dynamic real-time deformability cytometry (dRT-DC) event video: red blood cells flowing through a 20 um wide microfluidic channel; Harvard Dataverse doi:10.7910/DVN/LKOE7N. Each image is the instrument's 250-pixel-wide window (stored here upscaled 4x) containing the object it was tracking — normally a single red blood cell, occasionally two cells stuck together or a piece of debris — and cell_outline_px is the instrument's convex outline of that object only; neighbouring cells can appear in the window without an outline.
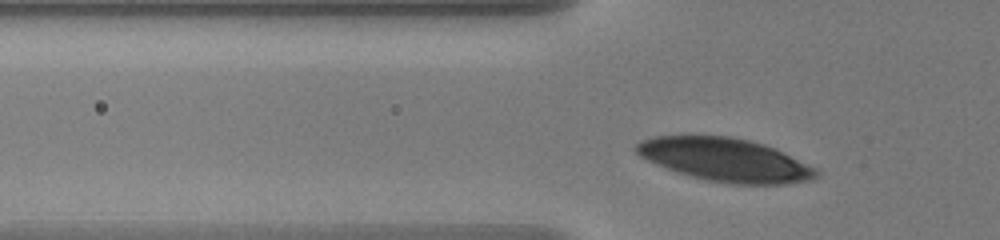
{"species": "human", "species_latin": "Homo sapiens", "temperature_condition": "warm", "stored_images_in_passage": 39, "camera_frame_rate_fps": 3000, "um_per_image_px": 0.085, "donor": {"sex": "male"}, "frame": {"image": 1, "passage_image": 7, "time_ms": 2.0, "image_size_px": [1000, 240], "cell_outline_px": [[820, 176], [812, 180], [788, 184], [728, 184], [704, 180], [688, 176], [676, 172], [656, 164], [640, 156], [636, 152], [636, 144], [640, 140], [652, 136], [728, 136], [748, 140], [764, 144], [816, 168], [820, 172]], "centroid_in_image_um": [61.64, 13.6], "position_along_channel_um": 64.2, "area_um2": 45.43}}
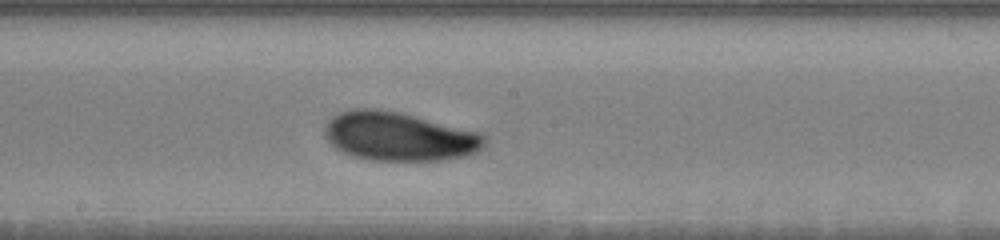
{"frame": {"image": 2, "passage_image": 20, "time_ms": 6.333, "image_size_px": [1000, 240], "cell_outline_px": [[484, 144], [476, 152], [464, 156], [440, 160], [372, 160], [352, 156], [340, 152], [324, 136], [324, 128], [328, 120], [332, 116], [340, 112], [352, 108], [380, 108], [400, 112], [476, 132], [484, 136]], "centroid_in_image_um": [33.82, 11.59], "position_along_channel_um": 214.4, "area_um2": 45.14}}
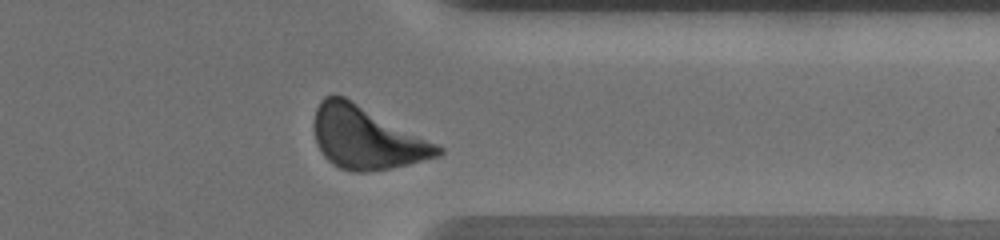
{"frame": {"image": 3, "passage_image": 34, "time_ms": 11.0, "image_size_px": [1000, 240], "cell_outline_px": [[444, 152], [440, 156], [408, 164], [368, 172], [352, 172], [340, 168], [332, 164], [324, 156], [316, 144], [312, 128], [312, 120], [316, 108], [320, 100], [324, 96], [344, 96], [352, 100], [444, 148]], "centroid_in_image_um": [31.09, 11.72], "position_along_channel_um": 380.3, "area_um2": 44.97}, "authors_computed_cell_mechanics": {"area_um2": 44.7372, "velocity_mm_per_s": 3.5864, "shape_relaxation_time_tau1_ms": 2.2776, "shape_relaxation_time_tau2_ms": null, "deformation_change_tau1": 0.0965, "deformation_change_tau2": null}}